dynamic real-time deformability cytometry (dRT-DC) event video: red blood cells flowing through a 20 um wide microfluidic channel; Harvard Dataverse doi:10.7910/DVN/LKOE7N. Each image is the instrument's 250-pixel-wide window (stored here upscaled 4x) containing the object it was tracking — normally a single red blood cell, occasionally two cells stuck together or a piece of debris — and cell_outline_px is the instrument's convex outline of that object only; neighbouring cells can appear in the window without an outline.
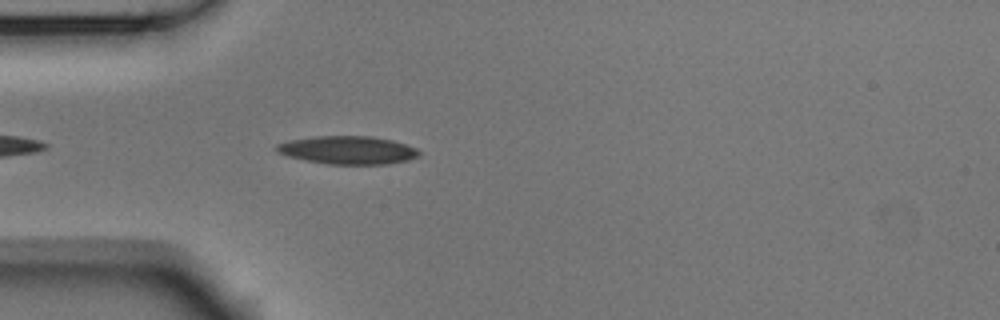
{"species": "Egyptian fruit bat (a non-hibernating species)", "species_latin": "Rousettus aegyptiacus", "temperature_condition": "room temperature", "stored_images_in_passage": 12, "camera_frame_rate_fps": 3000, "um_per_image_px": 0.085, "animal": {"sex": "male"}, "frame": {"image": 1, "passage_image": 4, "time_ms": 1.0, "image_size_px": [1000, 320], "cell_outline_px": [[420, 152], [416, 156], [408, 160], [388, 164], [328, 164], [288, 156], [280, 152], [276, 148], [276, 144], [288, 140], [316, 136], [372, 136], [392, 140], [416, 148]], "centroid_in_image_um": [29.57, 12.75], "position_along_channel_um": 55.4, "area_um2": 23.06}}
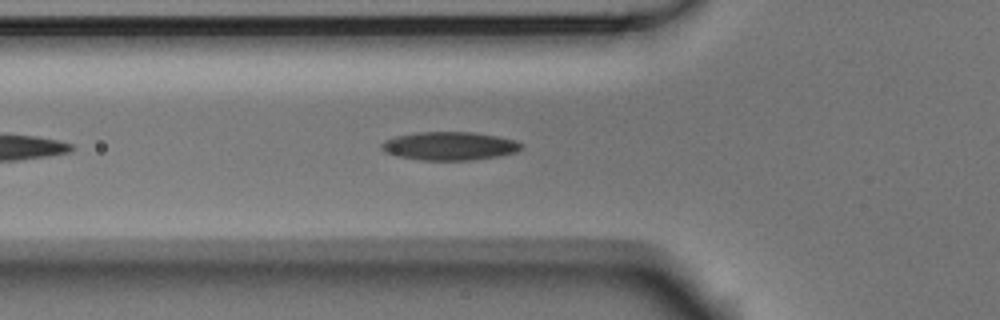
{"frame": {"image": 2, "passage_image": 7, "time_ms": 2.0, "image_size_px": [1000, 320], "cell_outline_px": [[524, 148], [516, 152], [500, 156], [472, 160], [420, 160], [396, 156], [380, 148], [380, 144], [384, 140], [396, 136], [416, 132], [472, 132], [496, 136], [516, 140], [524, 144]], "centroid_in_image_um": [38.24, 12.41], "position_along_channel_um": 87.6, "area_um2": 23.29}}
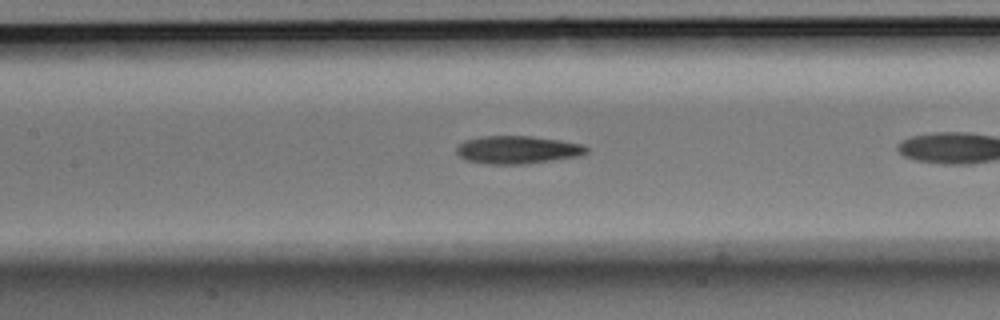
{"frame": {"image": 3, "passage_image": 10, "time_ms": 3.0, "image_size_px": [1000, 320], "cell_outline_px": [[588, 152], [580, 156], [524, 164], [488, 164], [464, 160], [456, 152], [456, 148], [464, 140], [480, 136], [532, 136], [560, 140], [584, 144], [588, 148]], "centroid_in_image_um": [43.99, 12.73], "position_along_channel_um": 163.4, "area_um2": 21.27}}